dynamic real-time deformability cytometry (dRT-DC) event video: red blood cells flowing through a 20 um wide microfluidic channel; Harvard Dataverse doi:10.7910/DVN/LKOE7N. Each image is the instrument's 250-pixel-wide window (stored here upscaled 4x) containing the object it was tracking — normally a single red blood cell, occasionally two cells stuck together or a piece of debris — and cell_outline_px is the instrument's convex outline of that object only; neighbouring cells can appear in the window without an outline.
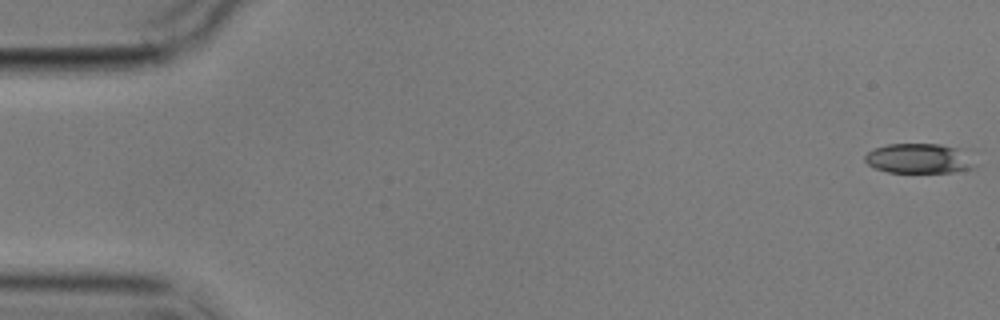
{"species": "common noctule bat (a hibernating species)", "species_latin": "Nyctalus noctula", "temperature_condition": "cold", "stored_images_in_passage": 7, "camera_frame_rate_fps": 3000, "um_per_image_px": 0.085, "animal": {"sex": "male", "body_mass_g": 17.9}, "frame": {"image": 1, "passage_image": 1, "time_ms": 0.0, "image_size_px": [1000, 320], "cell_outline_px": [[976, 164], [972, 168], [952, 172], [888, 172], [876, 168], [868, 164], [864, 160], [864, 156], [868, 152], [876, 148], [888, 144], [940, 144], [956, 148]], "centroid_in_image_um": [78.04, 13.47], "position_along_channel_um": 7.0, "area_um2": 18.61}}
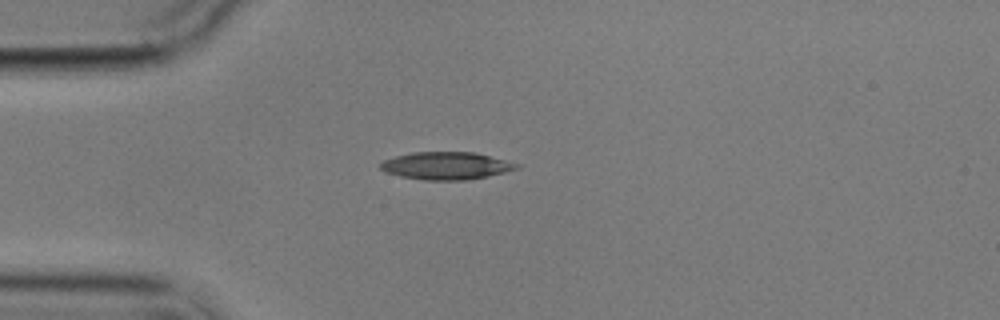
{"frame": {"image": 2, "passage_image": 5, "time_ms": 4.667, "image_size_px": [1000, 320], "cell_outline_px": [[524, 164], [520, 168], [488, 176], [468, 180], [424, 180], [400, 176], [384, 172], [380, 168], [380, 164], [384, 160], [396, 156], [412, 152], [472, 152]], "centroid_in_image_um": [37.96, 14.09], "position_along_channel_um": 47.0, "area_um2": 21.96}}
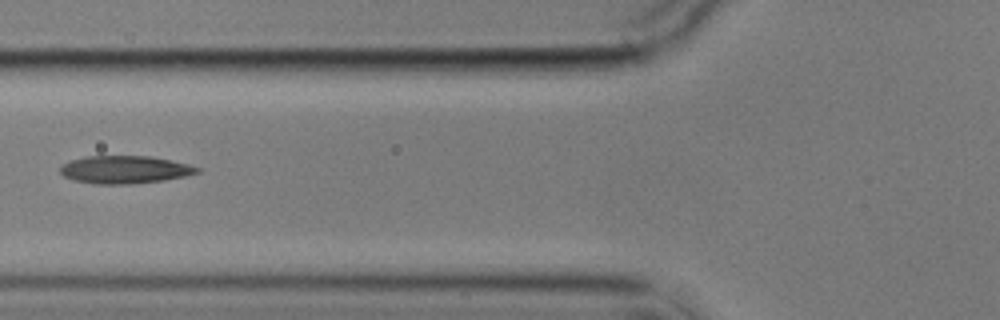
{"frame": {"image": 3, "passage_image": 7, "time_ms": 7.0, "image_size_px": [1000, 320], "cell_outline_px": [[200, 172], [184, 176], [164, 180], [128, 184], [96, 184], [72, 180], [64, 176], [60, 172], [60, 164], [72, 160], [88, 156], [152, 156], [188, 164], [200, 168]], "centroid_in_image_um": [10.58, 14.42], "position_along_channel_um": 115.2, "area_um2": 22.14}}